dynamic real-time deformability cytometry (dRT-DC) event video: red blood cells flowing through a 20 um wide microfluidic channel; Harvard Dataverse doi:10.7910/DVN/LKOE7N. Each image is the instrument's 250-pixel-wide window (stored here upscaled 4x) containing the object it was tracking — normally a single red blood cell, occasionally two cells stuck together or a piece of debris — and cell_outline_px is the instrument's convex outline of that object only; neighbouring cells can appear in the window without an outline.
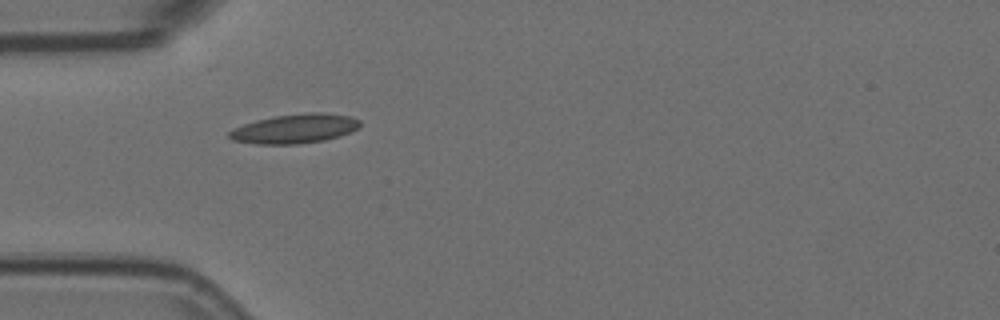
{"species": "Egyptian fruit bat (a non-hibernating species)", "species_latin": "Rousettus aegyptiacus", "temperature_condition": "room temperature", "stored_images_in_passage": 4, "camera_frame_rate_fps": 3000, "um_per_image_px": 0.085, "animal": {"sex": "female"}, "frame": {"image": 1, "passage_image": 1, "time_ms": 0.0, "image_size_px": [1000, 320], "cell_outline_px": [[360, 128], [352, 132], [340, 136], [324, 140], [296, 144], [256, 144], [232, 140], [228, 136], [228, 132], [244, 124], [256, 120], [276, 116], [308, 112], [320, 112], [352, 116], [360, 120]], "centroid_in_image_um": [25.11, 10.93], "position_along_channel_um": 59.9, "area_um2": 22.37}}